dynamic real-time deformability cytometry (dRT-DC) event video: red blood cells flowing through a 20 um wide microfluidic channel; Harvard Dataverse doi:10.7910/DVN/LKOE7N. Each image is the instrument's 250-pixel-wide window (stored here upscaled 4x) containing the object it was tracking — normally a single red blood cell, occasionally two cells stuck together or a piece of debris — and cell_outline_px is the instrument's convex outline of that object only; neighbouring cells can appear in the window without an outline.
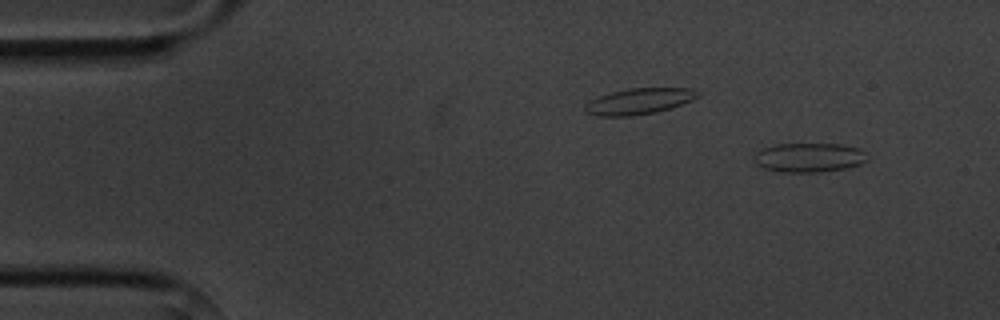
{"species": "common noctule bat (a hibernating species)", "species_latin": "Nyctalus noctula", "temperature_condition": "cold", "stored_images_in_passage": 5, "camera_frame_rate_fps": 3000, "um_per_image_px": 0.085, "animal": {"sex": "male", "body_mass_g": 20.1, "forearm_length_mm": 53.5}, "frame": {"image": 1, "passage_image": 2, "time_ms": 1.0, "image_size_px": [1000, 320], "cell_outline_px": [[868, 160], [860, 164], [848, 168], [820, 172], [780, 172], [764, 168], [756, 164], [752, 156], [756, 152], [764, 148], [776, 144], [840, 144], [860, 148], [864, 152]], "centroid_in_image_um": [68.76, 13.39], "position_along_channel_um": 16.2, "area_um2": 19.42}}
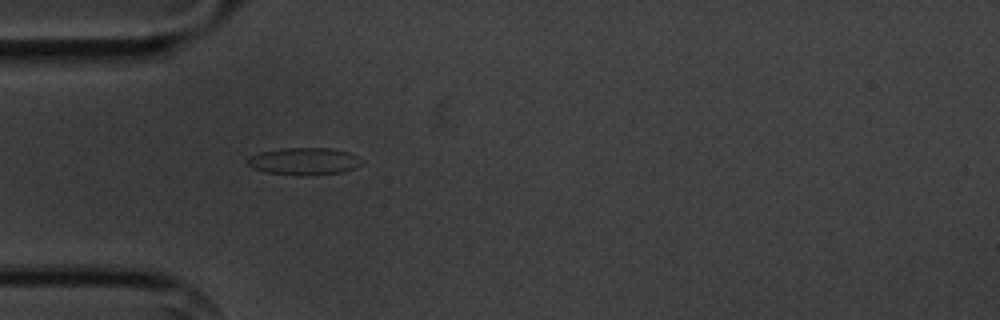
{"frame": {"image": 2, "passage_image": 5, "time_ms": 4.667, "image_size_px": [1000, 320], "cell_outline_px": [[364, 160], [356, 168], [344, 172], [312, 176], [300, 176], [264, 172], [252, 168], [248, 164], [248, 156], [260, 152], [280, 148], [332, 148], [348, 152]], "centroid_in_image_um": [25.86, 13.72], "position_along_channel_um": 59.1, "area_um2": 18.5}}